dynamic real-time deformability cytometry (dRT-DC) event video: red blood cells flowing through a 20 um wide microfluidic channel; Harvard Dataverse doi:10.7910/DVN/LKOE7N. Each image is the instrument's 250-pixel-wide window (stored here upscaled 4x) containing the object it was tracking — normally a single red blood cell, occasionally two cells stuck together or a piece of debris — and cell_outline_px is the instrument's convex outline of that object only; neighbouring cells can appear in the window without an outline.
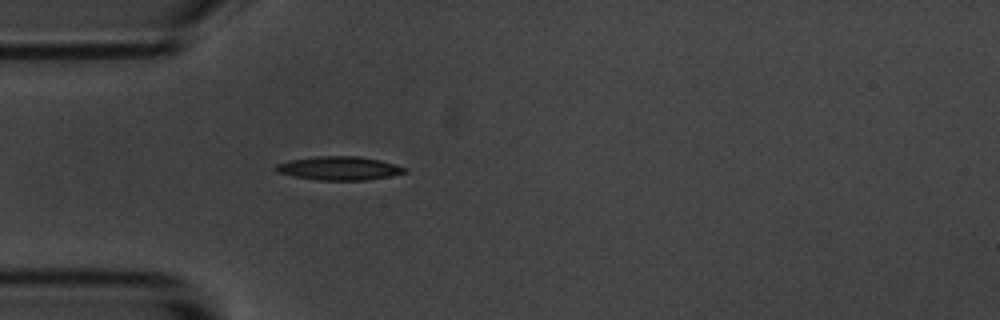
{"species": "common noctule bat (a hibernating species)", "species_latin": "Nyctalus noctula", "temperature_condition": "room temperature", "stored_images_in_passage": 1, "camera_frame_rate_fps": 3000, "um_per_image_px": 0.085, "animal": {"sex": "male", "body_mass_g": 20.1, "forearm_length_mm": 53.5}, "frame": {"image": 1, "passage_image": 1, "time_ms": 0.0, "image_size_px": [1000, 320], "cell_outline_px": [[408, 172], [392, 176], [368, 180], [316, 180], [292, 176], [276, 172], [276, 164], [288, 160], [316, 156], [360, 156], [380, 160], [404, 168]], "centroid_in_image_um": [28.8, 14.3], "position_along_channel_um": 56.2, "area_um2": 17.8}}